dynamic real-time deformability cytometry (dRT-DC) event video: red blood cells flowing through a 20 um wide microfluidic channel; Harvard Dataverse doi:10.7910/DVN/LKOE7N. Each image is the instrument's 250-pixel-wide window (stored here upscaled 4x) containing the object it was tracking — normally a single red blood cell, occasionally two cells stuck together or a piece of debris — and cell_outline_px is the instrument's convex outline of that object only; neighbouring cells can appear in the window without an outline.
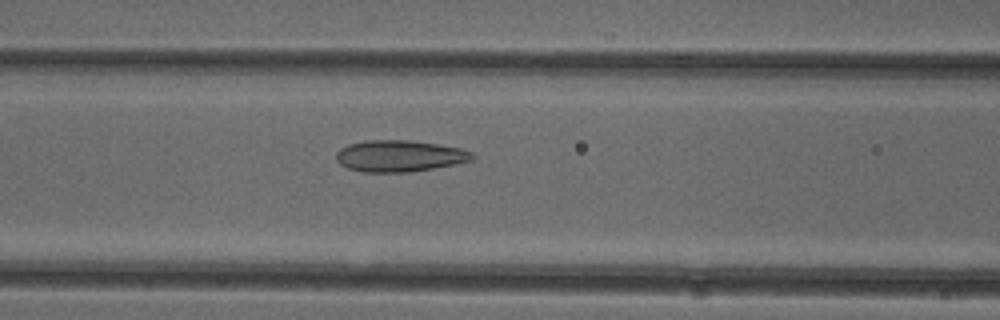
{"species": "common noctule bat (a hibernating species)", "species_latin": "Nyctalus noctula", "temperature_condition": "cold", "stored_images_in_passage": 28, "camera_frame_rate_fps": 3000, "um_per_image_px": 0.085, "animal": {"sex": "female"}, "frame": {"image": 1, "passage_image": 6, "time_ms": 1.667, "image_size_px": [1000, 320], "cell_outline_px": [[476, 156], [472, 160], [456, 164], [408, 172], [364, 172], [348, 168], [340, 164], [336, 160], [336, 152], [340, 148], [348, 144], [364, 140], [408, 140], [436, 144], [460, 148], [472, 152]], "centroid_in_image_um": [33.94, 13.25], "position_along_channel_um": 132.7, "area_um2": 24.97}}
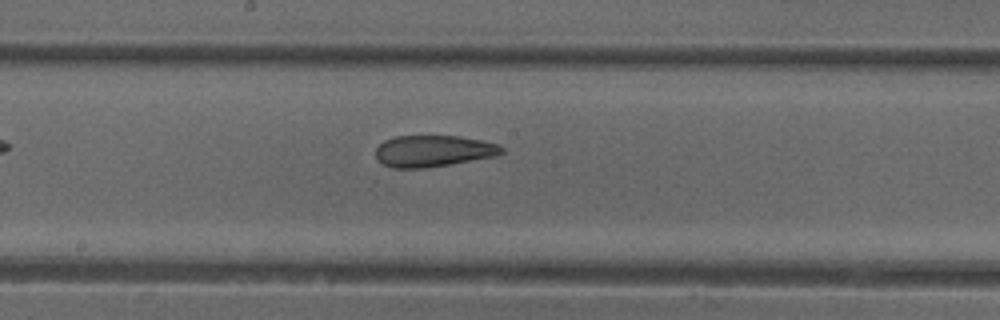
{"frame": {"image": 2, "passage_image": 12, "time_ms": 3.667, "image_size_px": [1000, 320], "cell_outline_px": [[504, 152], [496, 156], [452, 164], [424, 168], [392, 168], [376, 160], [376, 148], [384, 140], [396, 136], [456, 136], [480, 140], [500, 144], [504, 148]], "centroid_in_image_um": [36.83, 12.84], "position_along_channel_um": 211.4, "area_um2": 23.24}}
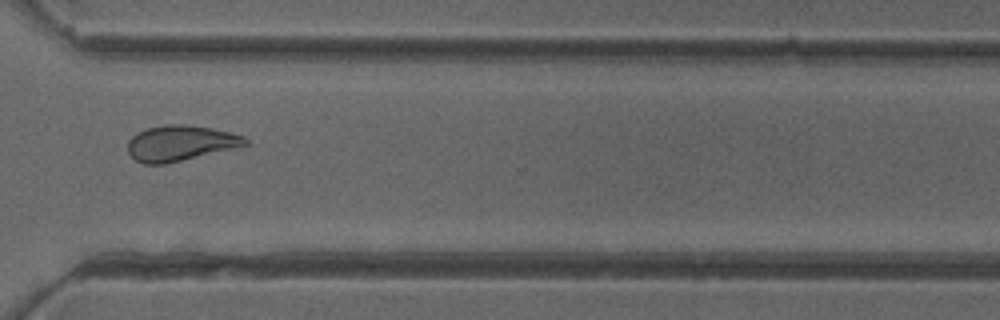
{"frame": {"image": 3, "passage_image": 23, "time_ms": 7.333, "image_size_px": [1000, 320], "cell_outline_px": [[252, 144], [164, 164], [144, 164], [136, 160], [128, 152], [128, 140], [136, 132], [148, 128], [168, 124], [188, 124], [212, 128], [232, 132], [244, 136]], "centroid_in_image_um": [15.36, 12.15], "position_along_channel_um": 355.2, "area_um2": 24.39}, "authors_computed_cell_mechanics": {"area_um2": 23.5824, "velocity_mm_per_s": 3.9447, "shape_relaxation_time_tau1_ms": null, "shape_relaxation_time_tau2_ms": 2.4071, "deformation_change_tau1": null, "deformation_change_tau2": 0.0863}}